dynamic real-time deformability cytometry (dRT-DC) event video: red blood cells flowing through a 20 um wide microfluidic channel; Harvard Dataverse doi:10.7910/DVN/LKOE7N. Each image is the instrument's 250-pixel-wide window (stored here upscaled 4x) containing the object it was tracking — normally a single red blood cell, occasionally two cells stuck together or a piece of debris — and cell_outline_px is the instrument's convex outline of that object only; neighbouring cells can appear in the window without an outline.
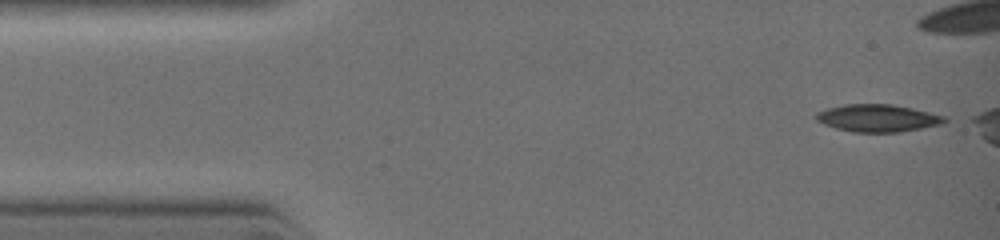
{"species": "common noctule bat (a hibernating species)", "species_latin": "Nyctalus noctula", "temperature_condition": "warm", "stored_images_in_passage": 6, "camera_frame_rate_fps": 3000, "um_per_image_px": 0.085, "animal": {"sex": "female", "body_mass_g": 19.0, "forearm_length_mm": 51.5}, "frame": {"image": 1, "passage_image": 1, "time_ms": 0.0, "image_size_px": [1000, 240], "cell_outline_px": [[952, 120], [944, 124], [900, 132], [852, 132], [836, 128], [824, 124], [816, 120], [812, 116], [816, 112], [828, 108], [844, 104], [892, 104], [912, 108], [944, 116]], "centroid_in_image_um": [74.62, 10.04], "position_along_channel_um": 10.4, "area_um2": 20.75}}